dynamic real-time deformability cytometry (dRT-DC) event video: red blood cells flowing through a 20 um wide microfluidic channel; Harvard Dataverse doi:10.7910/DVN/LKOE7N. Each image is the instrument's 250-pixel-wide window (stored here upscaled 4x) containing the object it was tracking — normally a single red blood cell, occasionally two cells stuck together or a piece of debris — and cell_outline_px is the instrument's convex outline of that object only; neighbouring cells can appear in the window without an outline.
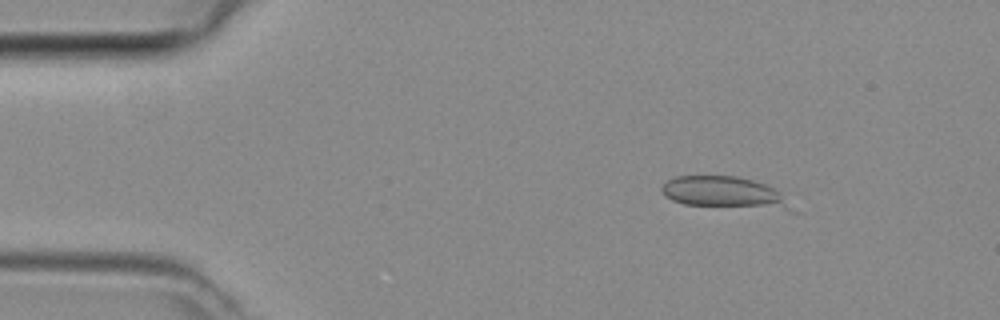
{"species": "common noctule bat (a hibernating species)", "species_latin": "Nyctalus noctula", "temperature_condition": "room temperature", "stored_images_in_passage": 4, "camera_frame_rate_fps": 3000, "um_per_image_px": 0.085, "animal": {"sex": "female", "body_mass_g": 29.2, "forearm_length_mm": 56.3}, "frame": {"image": 1, "passage_image": 2, "time_ms": 0.333, "image_size_px": [1000, 320], "cell_outline_px": [[804, 212], [788, 212], [684, 204], [672, 200], [660, 188], [668, 180], [676, 176], [736, 176], [752, 180], [764, 184], [780, 192]], "centroid_in_image_um": [61.8, 16.44], "position_along_channel_um": 23.2, "area_um2": 24.8}}
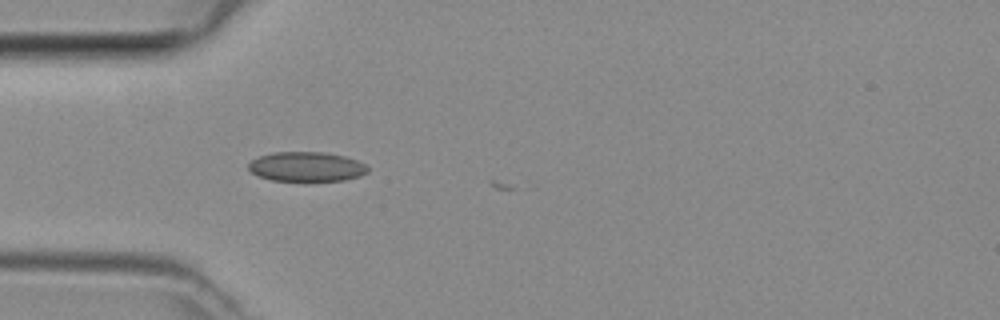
{"frame": {"image": 2, "passage_image": 4, "time_ms": 1.0, "image_size_px": [1000, 320], "cell_outline_px": [[368, 172], [360, 176], [344, 180], [272, 180], [260, 176], [252, 172], [248, 168], [248, 164], [252, 160], [260, 156], [272, 152], [324, 152], [344, 156], [356, 160], [364, 164], [368, 168]], "centroid_in_image_um": [26.06, 14.15], "position_along_channel_um": 58.9, "area_um2": 20.29}}